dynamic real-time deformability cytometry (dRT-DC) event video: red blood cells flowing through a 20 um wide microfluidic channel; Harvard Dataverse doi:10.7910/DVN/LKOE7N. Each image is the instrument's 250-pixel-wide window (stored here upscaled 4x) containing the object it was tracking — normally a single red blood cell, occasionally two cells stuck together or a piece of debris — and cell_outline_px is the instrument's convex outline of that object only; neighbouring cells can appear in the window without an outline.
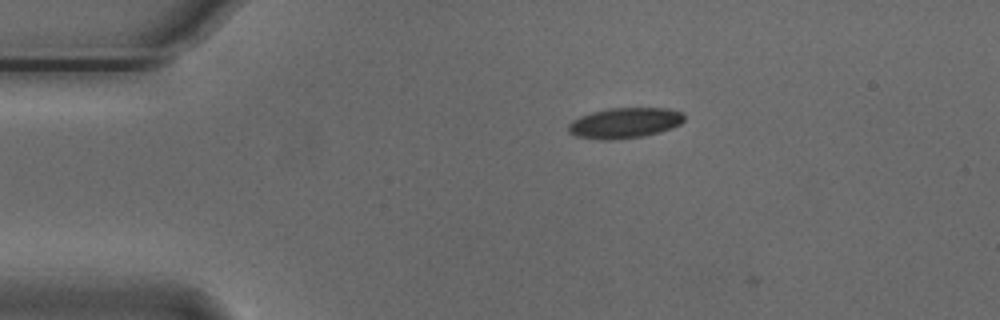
{"species": "Egyptian fruit bat (a non-hibernating species)", "species_latin": "Rousettus aegyptiacus", "temperature_condition": "cold", "stored_images_in_passage": 2, "camera_frame_rate_fps": 3000, "um_per_image_px": 0.085, "animal": {"sex": "male"}, "frame": {"image": 1, "passage_image": 1, "time_ms": 0.0, "image_size_px": [1000, 320], "cell_outline_px": [[684, 120], [680, 124], [672, 128], [644, 136], [612, 140], [604, 140], [576, 136], [568, 132], [568, 124], [572, 120], [580, 116], [592, 112], [608, 108], [668, 108], [684, 112]], "centroid_in_image_um": [53.1, 10.44], "position_along_channel_um": 31.9, "area_um2": 20.69}}